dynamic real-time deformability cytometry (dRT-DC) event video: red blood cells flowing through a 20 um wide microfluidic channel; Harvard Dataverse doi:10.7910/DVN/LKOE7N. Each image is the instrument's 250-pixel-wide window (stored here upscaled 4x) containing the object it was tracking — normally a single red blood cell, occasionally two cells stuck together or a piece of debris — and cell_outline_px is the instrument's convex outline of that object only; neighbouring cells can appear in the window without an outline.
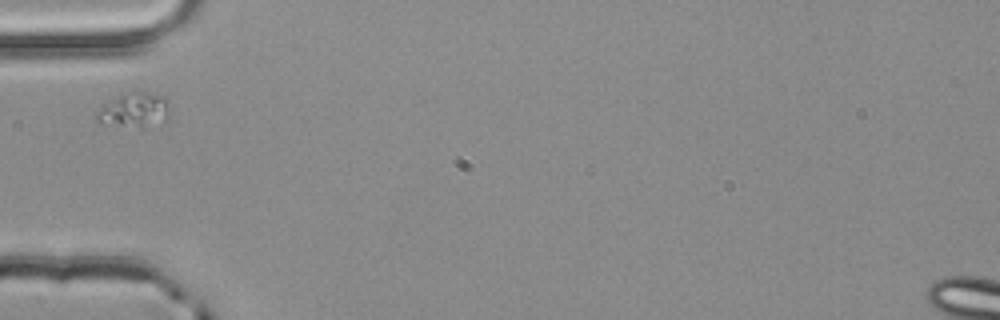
{"species": "common noctule bat (a hibernating species)", "species_latin": "Nyctalus noctula", "temperature_condition": "room temperature", "stored_images_in_passage": 1, "camera_frame_rate_fps": 3000, "um_per_image_px": 0.085, "animal": {"sex": "male", "body_mass_g": 20.4}, "frame": {"image": 1, "passage_image": 1, "time_ms": 0.0, "image_size_px": [1000, 320], "cell_outline_px": [[168, 120], [164, 124], [144, 128], [140, 128], [100, 124], [96, 120], [96, 112], [120, 92], [144, 92], [164, 96], [168, 100]], "centroid_in_image_um": [11.44, 9.39], "position_along_channel_um": 73.6, "area_um2": 15.32}}